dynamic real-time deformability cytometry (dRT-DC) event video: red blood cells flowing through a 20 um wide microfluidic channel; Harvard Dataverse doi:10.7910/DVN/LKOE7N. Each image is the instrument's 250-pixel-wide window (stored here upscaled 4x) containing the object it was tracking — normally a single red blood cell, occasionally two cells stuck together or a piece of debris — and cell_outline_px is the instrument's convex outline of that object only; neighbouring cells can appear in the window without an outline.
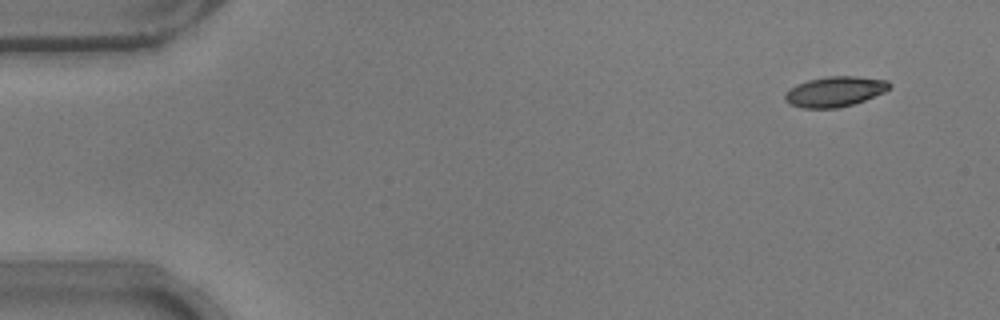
{"species": "common noctule bat (a hibernating species)", "species_latin": "Nyctalus noctula", "temperature_condition": "warm", "stored_images_in_passage": 50, "camera_frame_rate_fps": 3000, "um_per_image_px": 0.085, "animal": {"sex": "male", "body_mass_g": 17.9}, "frame": {"image": 1, "passage_image": 1, "time_ms": 0.0, "image_size_px": [1000, 320], "cell_outline_px": [[892, 88], [884, 92], [864, 100], [840, 108], [804, 108], [788, 104], [784, 100], [784, 96], [788, 88], [796, 84], [808, 80], [828, 76], [856, 76], [888, 80], [892, 84]], "centroid_in_image_um": [70.96, 7.78], "position_along_channel_um": 14.0, "area_um2": 18.61}}
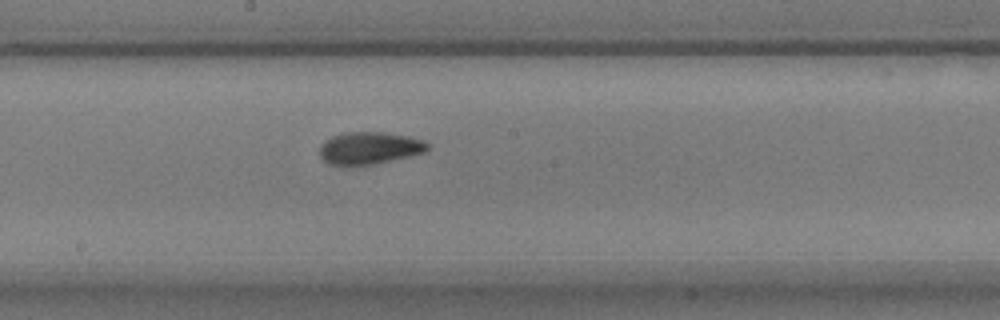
{"frame": {"image": 2, "passage_image": 26, "time_ms": 8.333, "image_size_px": [1000, 320], "cell_outline_px": [[428, 148], [424, 152], [412, 156], [376, 164], [328, 164], [320, 156], [320, 148], [324, 140], [332, 136], [344, 132], [384, 132], [408, 136], [424, 140], [428, 144]], "centroid_in_image_um": [31.42, 12.57], "position_along_channel_um": 216.8, "area_um2": 20.23}}
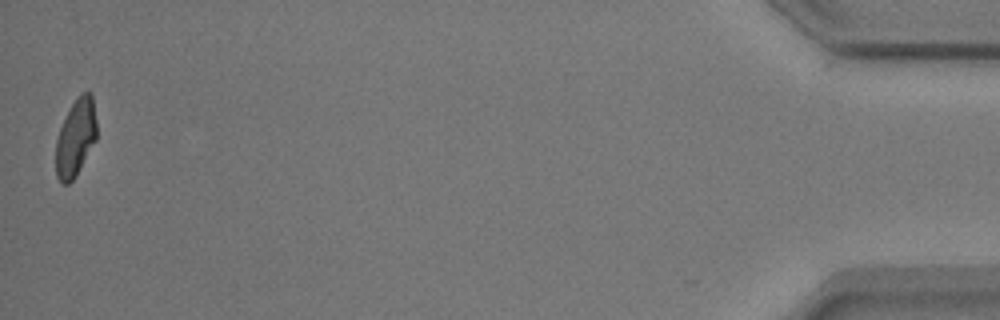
{"frame": {"image": 3, "passage_image": 50, "time_ms": 16.333, "image_size_px": [1000, 320], "cell_outline_px": [[96, 140], [76, 176], [68, 184], [60, 184], [56, 176], [56, 140], [60, 128], [76, 96], [80, 92], [92, 92], [96, 120]], "centroid_in_image_um": [6.43, 11.71], "position_along_channel_um": 428.8, "area_um2": 18.5}, "authors_computed_cell_mechanics": {"area_um2": 19.363, "velocity_mm_per_s": 3.7944, "shape_relaxation_time_tau1_ms": 3.8566, "shape_relaxation_time_tau2_ms": 2.5175, "deformation_change_tau1": 0.1419, "deformation_change_tau2": 0.0805}}